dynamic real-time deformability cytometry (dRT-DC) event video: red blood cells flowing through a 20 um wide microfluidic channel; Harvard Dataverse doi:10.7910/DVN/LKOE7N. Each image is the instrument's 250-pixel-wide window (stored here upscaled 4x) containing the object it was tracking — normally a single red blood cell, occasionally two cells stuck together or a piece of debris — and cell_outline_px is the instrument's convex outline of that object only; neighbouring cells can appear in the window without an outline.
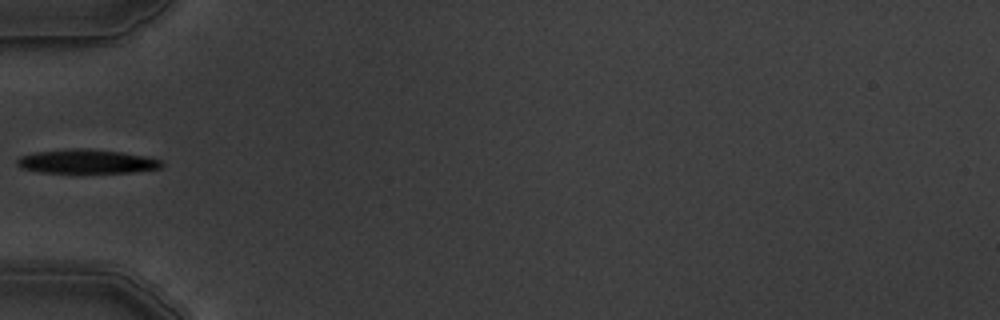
{"species": "common noctule bat (a hibernating species)", "species_latin": "Nyctalus noctula", "temperature_condition": "warm", "stored_images_in_passage": 8, "camera_frame_rate_fps": 3000, "um_per_image_px": 0.085, "animal": {"sex": "male", "body_mass_g": 19.5, "forearm_length_mm": 54.6}, "frame": {"image": 1, "passage_image": 6, "time_ms": 6.667, "image_size_px": [1000, 320], "cell_outline_px": [[164, 164], [160, 168], [132, 172], [40, 172], [20, 168], [16, 164], [16, 160], [20, 156], [36, 152], [68, 148], [92, 148], [120, 152], [144, 156], [160, 160]], "centroid_in_image_um": [7.33, 13.71], "position_along_channel_um": 77.7, "area_um2": 20.17}}